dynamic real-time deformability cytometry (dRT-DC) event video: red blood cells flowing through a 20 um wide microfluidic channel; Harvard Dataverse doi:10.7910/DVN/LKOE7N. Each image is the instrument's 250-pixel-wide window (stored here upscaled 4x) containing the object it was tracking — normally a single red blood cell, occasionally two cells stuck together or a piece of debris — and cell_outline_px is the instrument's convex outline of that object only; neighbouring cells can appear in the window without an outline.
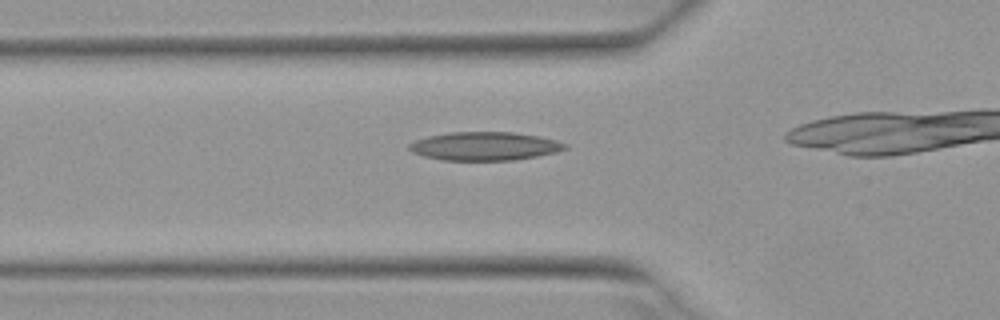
{"species": "Egyptian fruit bat (a non-hibernating species)", "species_latin": "Rousettus aegyptiacus", "temperature_condition": "warm", "stored_images_in_passage": 10, "camera_frame_rate_fps": 3000, "um_per_image_px": 0.085, "animal": {"sex": "female"}, "frame": {"image": 1, "passage_image": 2, "time_ms": 0.333, "image_size_px": [1000, 320], "cell_outline_px": [[568, 148], [556, 152], [536, 156], [512, 160], [444, 160], [424, 156], [412, 152], [408, 148], [408, 144], [416, 140], [428, 136], [452, 132], [512, 132], [536, 136], [556, 140], [568, 144]], "centroid_in_image_um": [41.19, 12.42], "position_along_channel_um": 84.6, "area_um2": 25.66}}
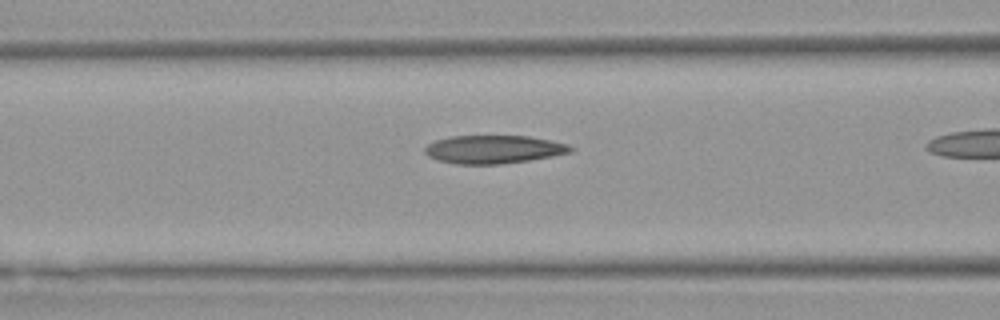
{"frame": {"image": 2, "passage_image": 5, "time_ms": 1.333, "image_size_px": [1000, 320], "cell_outline_px": [[576, 148], [572, 152], [552, 156], [528, 160], [500, 164], [456, 164], [440, 160], [428, 156], [424, 152], [424, 148], [428, 144], [436, 140], [452, 136], [528, 136], [552, 140], [568, 144]], "centroid_in_image_um": [41.99, 12.69], "position_along_channel_um": 124.6, "area_um2": 23.93}}
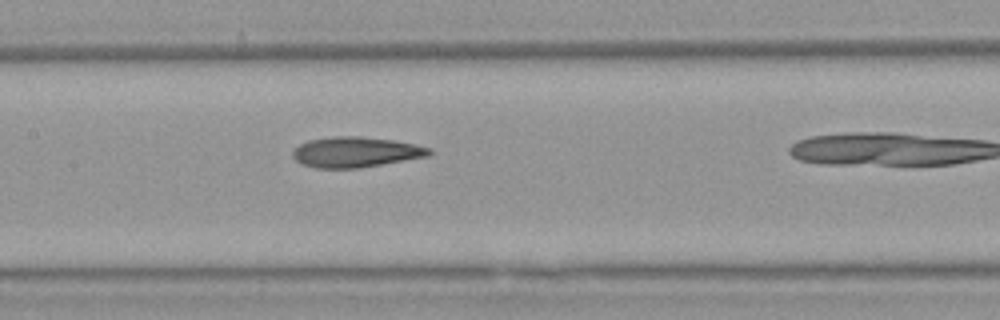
{"frame": {"image": 3, "passage_image": 9, "time_ms": 2.667, "image_size_px": [1000, 320], "cell_outline_px": [[432, 152], [428, 156], [360, 168], [316, 168], [300, 164], [292, 156], [292, 152], [300, 144], [308, 140], [332, 136], [360, 136], [392, 140], [416, 144], [432, 148]], "centroid_in_image_um": [30.23, 12.92], "position_along_channel_um": 177.2, "area_um2": 24.28}}